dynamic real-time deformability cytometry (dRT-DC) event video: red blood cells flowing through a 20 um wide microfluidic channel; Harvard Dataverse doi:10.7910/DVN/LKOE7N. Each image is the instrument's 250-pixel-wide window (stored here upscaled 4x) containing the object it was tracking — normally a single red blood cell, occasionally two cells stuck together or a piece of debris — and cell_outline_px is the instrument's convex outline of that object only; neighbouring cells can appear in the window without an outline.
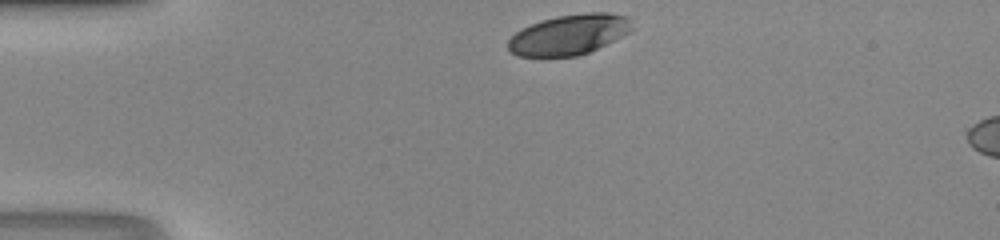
{"species": "human", "species_latin": "Homo sapiens", "temperature_condition": "room temperature", "stored_images_in_passage": 9, "camera_frame_rate_fps": 3000, "um_per_image_px": 0.085, "donor": {"sex": "male"}, "frame": {"image": 1, "passage_image": 1, "time_ms": 0.0, "image_size_px": [1000, 240], "cell_outline_px": [[636, 28], [588, 52], [576, 56], [516, 56], [508, 48], [508, 40], [516, 32], [540, 20], [556, 16], [588, 12], [608, 12], [628, 16]], "centroid_in_image_um": [48.39, 2.92], "position_along_channel_um": 36.6, "area_um2": 28.9}}
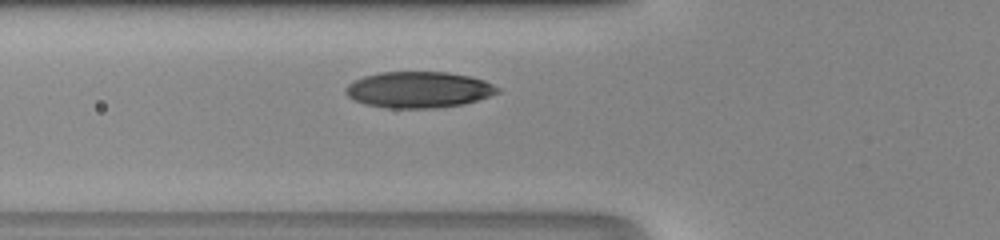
{"frame": {"image": 2, "passage_image": 8, "time_ms": 2.333, "image_size_px": [1000, 240], "cell_outline_px": [[500, 92], [464, 104], [436, 108], [388, 108], [364, 104], [348, 96], [344, 92], [344, 88], [348, 84], [364, 76], [380, 72], [448, 72], [468, 76], [484, 80], [500, 88]], "centroid_in_image_um": [35.58, 7.62], "position_along_channel_um": 90.2, "area_um2": 31.96}}